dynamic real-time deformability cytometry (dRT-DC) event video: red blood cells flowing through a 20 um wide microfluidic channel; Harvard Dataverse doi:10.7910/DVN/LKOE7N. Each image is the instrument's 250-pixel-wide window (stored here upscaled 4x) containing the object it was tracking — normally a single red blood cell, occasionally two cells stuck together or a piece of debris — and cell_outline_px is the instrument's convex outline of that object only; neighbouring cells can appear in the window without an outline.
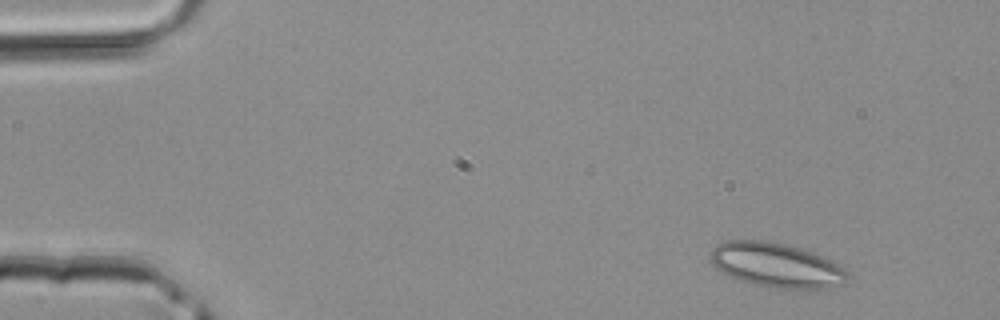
{"species": "common noctule bat (a hibernating species)", "species_latin": "Nyctalus noctula", "temperature_condition": "room temperature", "stored_images_in_passage": 3, "camera_frame_rate_fps": 3000, "um_per_image_px": 0.085, "animal": {"sex": "male", "body_mass_g": 20.4}, "frame": {"image": 1, "passage_image": 1, "time_ms": 0.0, "image_size_px": [1000, 320], "cell_outline_px": [[848, 276], [844, 284], [828, 288], [784, 288], [756, 284], [740, 280], [716, 268], [708, 260], [708, 252], [716, 244], [728, 240], [764, 240], [784, 244], [800, 248], [824, 256], [832, 260], [844, 268], [848, 272]], "centroid_in_image_um": [65.97, 22.51], "position_along_channel_um": 19.0, "area_um2": 35.49}}